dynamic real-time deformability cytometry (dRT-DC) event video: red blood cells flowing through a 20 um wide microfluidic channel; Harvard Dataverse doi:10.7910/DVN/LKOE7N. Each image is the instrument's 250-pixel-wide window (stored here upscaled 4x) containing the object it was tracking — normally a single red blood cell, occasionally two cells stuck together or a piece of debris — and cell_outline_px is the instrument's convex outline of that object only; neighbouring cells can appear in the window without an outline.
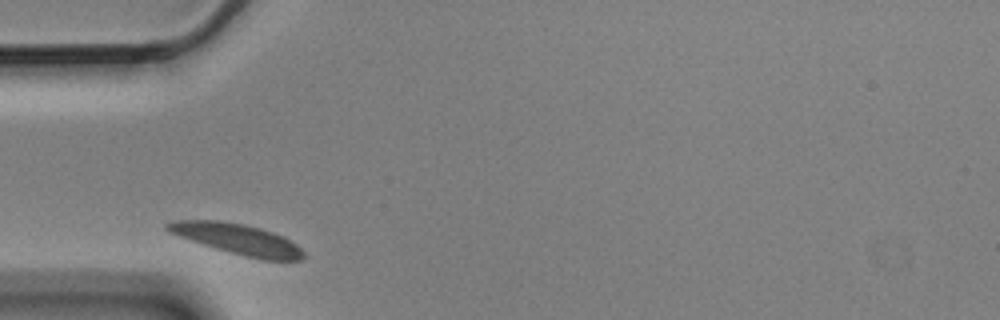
{"species": "Egyptian fruit bat (a non-hibernating species)", "species_latin": "Rousettus aegyptiacus", "temperature_condition": "cold", "stored_images_in_passage": 2, "camera_frame_rate_fps": 3000, "um_per_image_px": 0.085, "animal": {"sex": "male"}, "frame": {"image": 1, "passage_image": 1, "time_ms": 0.0, "image_size_px": [1000, 320], "cell_outline_px": [[304, 256], [300, 260], [260, 260], [244, 256], [216, 248], [168, 232], [164, 228], [164, 224], [172, 220], [220, 220], [244, 224], [260, 228], [272, 232], [296, 244], [304, 252]], "centroid_in_image_um": [20.15, 20.31], "position_along_channel_um": 64.8, "area_um2": 23.99}}